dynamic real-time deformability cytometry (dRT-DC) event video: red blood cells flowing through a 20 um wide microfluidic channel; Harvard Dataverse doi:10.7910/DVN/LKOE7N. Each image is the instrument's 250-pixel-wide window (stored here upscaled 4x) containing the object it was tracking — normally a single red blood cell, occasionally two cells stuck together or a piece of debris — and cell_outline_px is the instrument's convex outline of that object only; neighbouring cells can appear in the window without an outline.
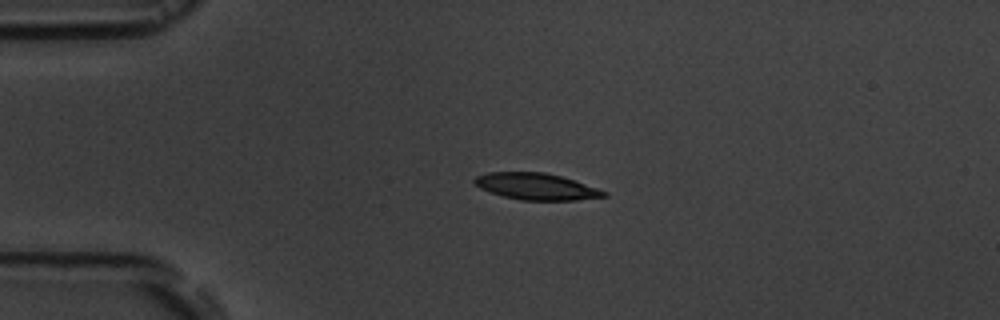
{"species": "common noctule bat (a hibernating species)", "species_latin": "Nyctalus noctula", "temperature_condition": "room temperature", "stored_images_in_passage": 1, "camera_frame_rate_fps": 3000, "um_per_image_px": 0.085, "animal": {"sex": "male", "body_mass_g": 19.5, "forearm_length_mm": 54.6}, "frame": {"image": 1, "passage_image": 1, "time_ms": 0.0, "image_size_px": [1000, 320], "cell_outline_px": [[608, 196], [576, 200], [520, 200], [504, 196], [480, 188], [472, 180], [476, 176], [488, 172], [544, 172], [560, 176], [608, 192]], "centroid_in_image_um": [45.57, 15.85], "position_along_channel_um": 39.4, "area_um2": 19.77}}